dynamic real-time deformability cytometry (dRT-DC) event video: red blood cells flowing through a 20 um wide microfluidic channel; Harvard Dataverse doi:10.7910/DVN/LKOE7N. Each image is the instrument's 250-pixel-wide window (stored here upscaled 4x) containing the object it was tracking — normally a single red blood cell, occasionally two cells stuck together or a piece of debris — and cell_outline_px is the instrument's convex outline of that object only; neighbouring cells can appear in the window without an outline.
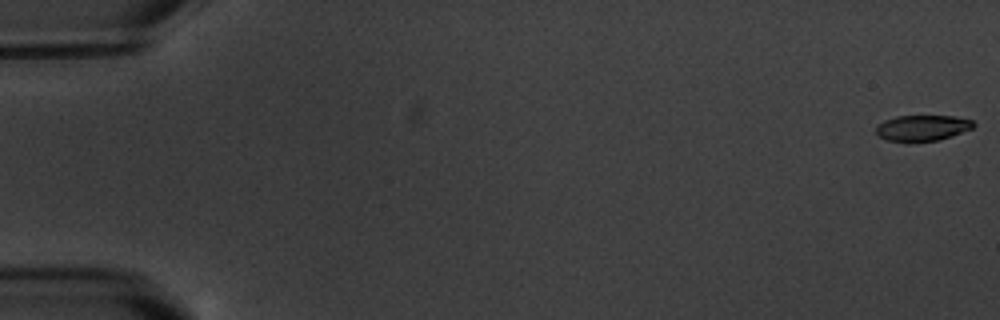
{"species": "common noctule bat (a hibernating species)", "species_latin": "Nyctalus noctula", "temperature_condition": "warm", "stored_images_in_passage": 6, "camera_frame_rate_fps": 3000, "um_per_image_px": 0.085, "animal": {"sex": "male", "body_mass_g": 20.1, "forearm_length_mm": 53.5}, "frame": {"image": 1, "passage_image": 1, "time_ms": 0.0, "image_size_px": [1000, 320], "cell_outline_px": [[976, 124], [972, 128], [952, 136], [936, 140], [888, 140], [880, 136], [876, 132], [876, 124], [884, 120], [896, 116], [956, 116], [972, 120]], "centroid_in_image_um": [78.42, 10.84], "position_along_channel_um": 6.6, "area_um2": 14.33}}
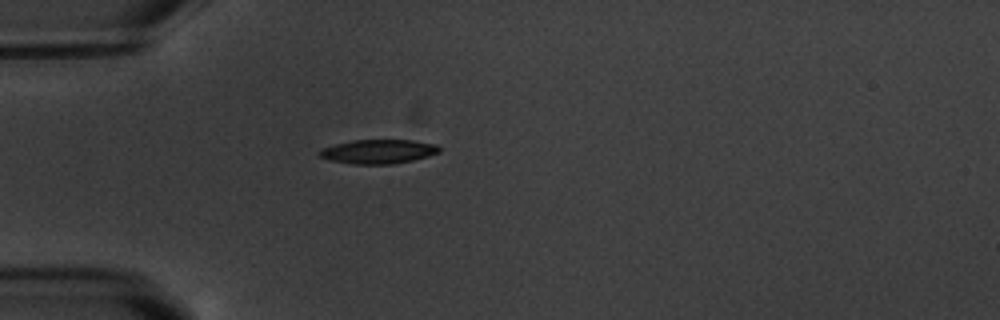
{"frame": {"image": 2, "passage_image": 5, "time_ms": 5.667, "image_size_px": [1000, 320], "cell_outline_px": [[440, 152], [428, 156], [412, 160], [392, 164], [352, 164], [328, 160], [320, 156], [316, 152], [324, 148], [336, 144], [352, 140], [412, 140], [436, 144], [440, 148]], "centroid_in_image_um": [32.15, 12.88], "position_along_channel_um": 52.8, "area_um2": 16.82}}